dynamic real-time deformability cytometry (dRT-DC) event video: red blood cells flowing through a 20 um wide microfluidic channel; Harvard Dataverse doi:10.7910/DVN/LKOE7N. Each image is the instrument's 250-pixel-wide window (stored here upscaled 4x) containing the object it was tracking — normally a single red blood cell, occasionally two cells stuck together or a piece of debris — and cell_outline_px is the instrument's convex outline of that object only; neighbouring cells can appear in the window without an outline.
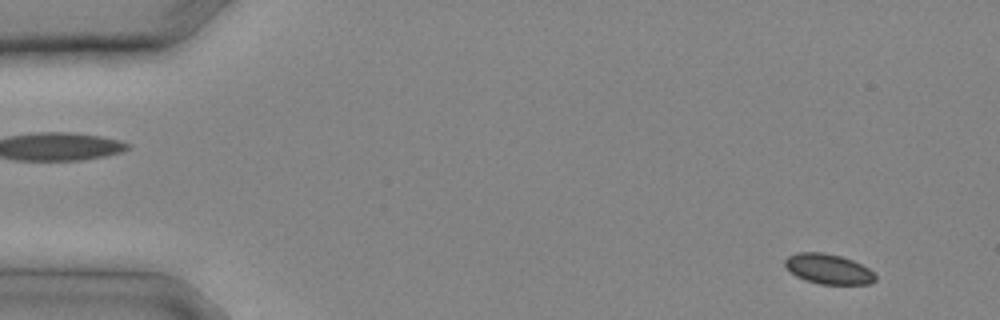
{"species": "common noctule bat (a hibernating species)", "species_latin": "Nyctalus noctula", "temperature_condition": "cold", "stored_images_in_passage": 15, "camera_frame_rate_fps": 3000, "um_per_image_px": 0.085, "animal": {"sex": "male", "body_mass_g": 20.4}, "frame": {"image": 1, "passage_image": 1, "time_ms": 0.0, "image_size_px": [1000, 320], "cell_outline_px": [[876, 280], [868, 284], [820, 284], [804, 280], [796, 276], [784, 264], [784, 260], [788, 256], [796, 252], [824, 252], [840, 256], [852, 260], [868, 268], [876, 276]], "centroid_in_image_um": [70.39, 22.86], "position_along_channel_um": 14.6, "area_um2": 15.78}}
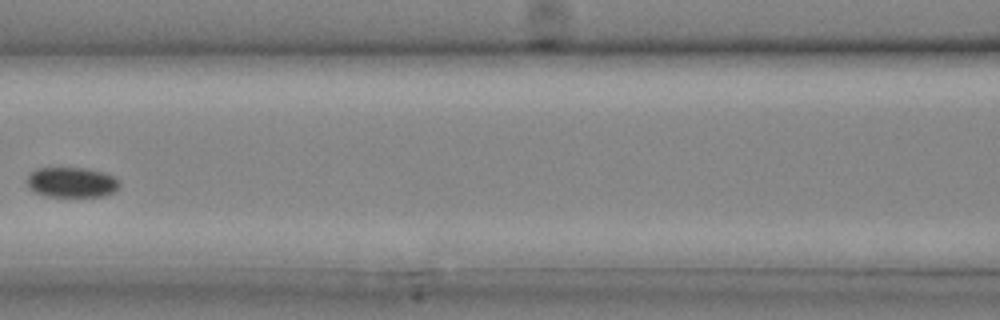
{"frame": {"image": 2, "passage_image": 11, "time_ms": 3.333, "image_size_px": [1000, 320], "cell_outline_px": [[120, 188], [112, 192], [100, 196], [48, 196], [36, 192], [28, 188], [28, 176], [36, 168], [88, 168], [104, 172], [116, 176], [120, 180]], "centroid_in_image_um": [6.15, 15.48], "position_along_channel_um": 160.5, "area_um2": 16.3}}
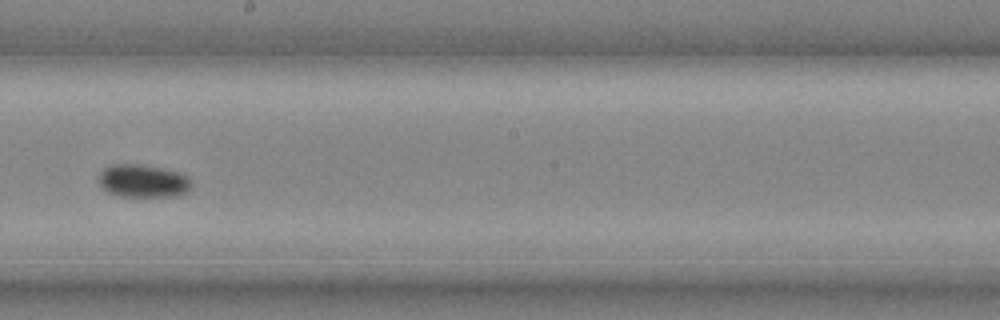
{"frame": {"image": 3, "passage_image": 14, "time_ms": 4.333, "image_size_px": [1000, 320], "cell_outline_px": [[192, 184], [188, 192], [180, 196], [116, 196], [108, 192], [96, 180], [100, 172], [104, 168], [112, 164], [140, 164], [164, 168], [188, 176]], "centroid_in_image_um": [12.15, 15.38], "position_along_channel_um": 236.1, "area_um2": 18.03}}